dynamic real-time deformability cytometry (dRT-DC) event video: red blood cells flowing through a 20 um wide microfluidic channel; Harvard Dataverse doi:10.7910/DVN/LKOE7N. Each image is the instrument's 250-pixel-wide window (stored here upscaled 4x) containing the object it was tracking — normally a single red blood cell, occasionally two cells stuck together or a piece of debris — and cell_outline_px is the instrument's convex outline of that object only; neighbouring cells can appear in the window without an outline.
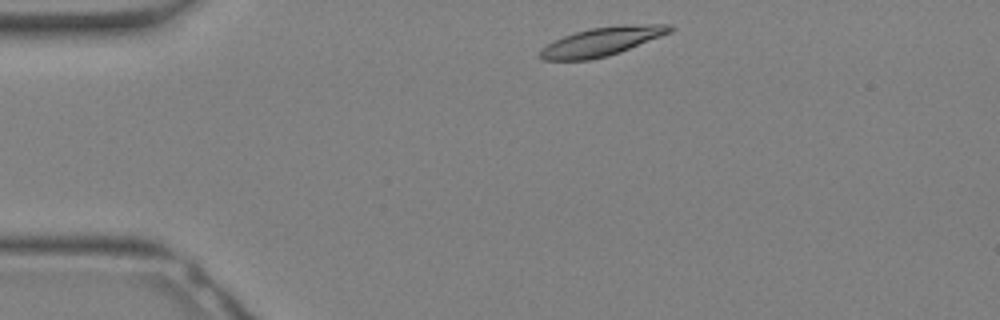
{"species": "Egyptian fruit bat (a non-hibernating species)", "species_latin": "Rousettus aegyptiacus", "temperature_condition": "warm", "stored_images_in_passage": 19, "camera_frame_rate_fps": 3000, "um_per_image_px": 0.085, "animal": {"sex": "female"}, "frame": {"image": 1, "passage_image": 1, "time_ms": 0.0, "image_size_px": [1000, 320], "cell_outline_px": [[676, 28], [672, 32], [620, 52], [608, 56], [588, 60], [544, 60], [540, 56], [540, 48], [564, 36], [576, 32], [592, 28], [624, 24], [672, 24]], "centroid_in_image_um": [51.22, 3.52], "position_along_channel_um": 33.8, "area_um2": 21.68}}
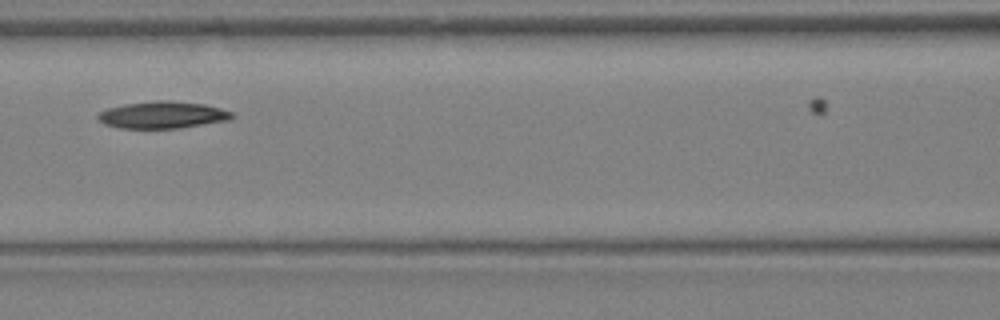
{"frame": {"image": 2, "passage_image": 9, "time_ms": 2.667, "image_size_px": [1000, 320], "cell_outline_px": [[232, 116], [228, 120], [176, 128], [120, 128], [104, 124], [96, 116], [100, 112], [108, 108], [124, 104], [156, 100], [168, 100], [204, 104], [220, 108], [232, 112]], "centroid_in_image_um": [13.78, 9.76], "position_along_channel_um": 152.8, "area_um2": 20.81}}
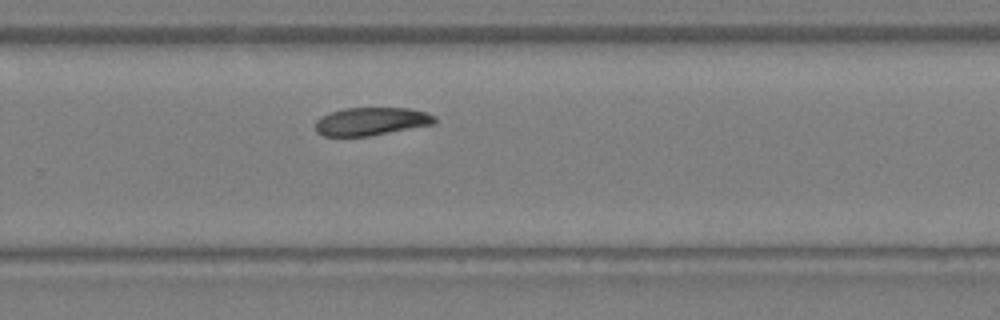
{"frame": {"image": 3, "passage_image": 16, "time_ms": 5.0, "image_size_px": [1000, 320], "cell_outline_px": [[436, 120], [432, 124], [368, 136], [324, 136], [316, 132], [316, 120], [320, 116], [344, 108], [408, 108], [428, 112], [436, 116]], "centroid_in_image_um": [31.54, 10.31], "position_along_channel_um": 298.3, "area_um2": 19.36}}